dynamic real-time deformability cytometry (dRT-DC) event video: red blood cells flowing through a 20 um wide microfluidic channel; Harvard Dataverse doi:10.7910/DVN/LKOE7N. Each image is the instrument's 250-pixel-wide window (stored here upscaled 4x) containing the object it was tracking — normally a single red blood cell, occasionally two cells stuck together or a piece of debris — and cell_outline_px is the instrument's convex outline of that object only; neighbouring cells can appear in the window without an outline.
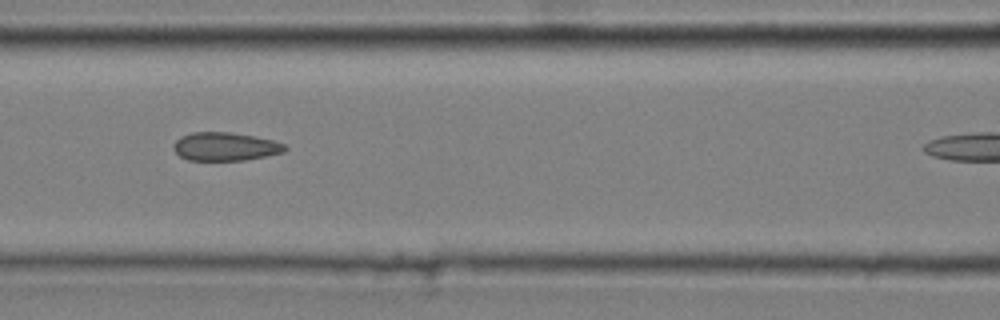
{"species": "common noctule bat (a hibernating species)", "species_latin": "Nyctalus noctula", "temperature_condition": "cold", "stored_images_in_passage": 23, "camera_frame_rate_fps": 3000, "um_per_image_px": 0.085, "animal": {"sex": "male", "body_mass_g": 20.4}, "frame": {"image": 1, "passage_image": 7, "time_ms": 2.0, "image_size_px": [1000, 320], "cell_outline_px": [[288, 148], [284, 152], [244, 160], [188, 160], [180, 156], [172, 148], [172, 144], [180, 136], [192, 132], [228, 132], [256, 136], [272, 140], [284, 144]], "centroid_in_image_um": [19.11, 12.45], "position_along_channel_um": 147.5, "area_um2": 18.44}}
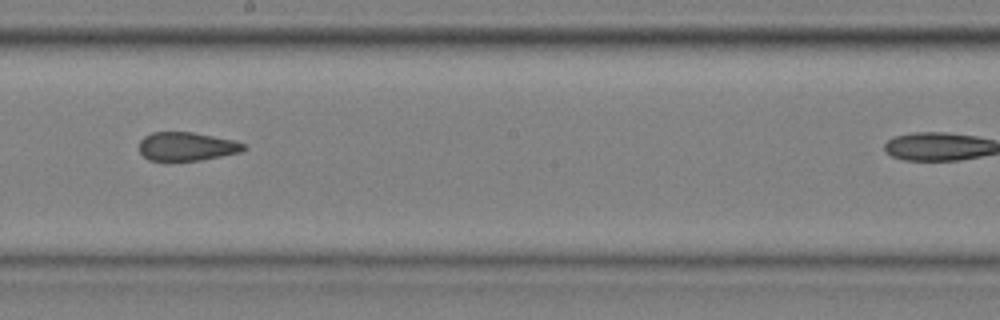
{"frame": {"image": 2, "passage_image": 14, "time_ms": 4.333, "image_size_px": [1000, 320], "cell_outline_px": [[248, 148], [240, 152], [200, 160], [148, 160], [140, 152], [140, 140], [144, 136], [152, 132], [192, 132], [236, 140], [244, 144]], "centroid_in_image_um": [15.89, 12.43], "position_along_channel_um": 232.3, "area_um2": 17.34}}
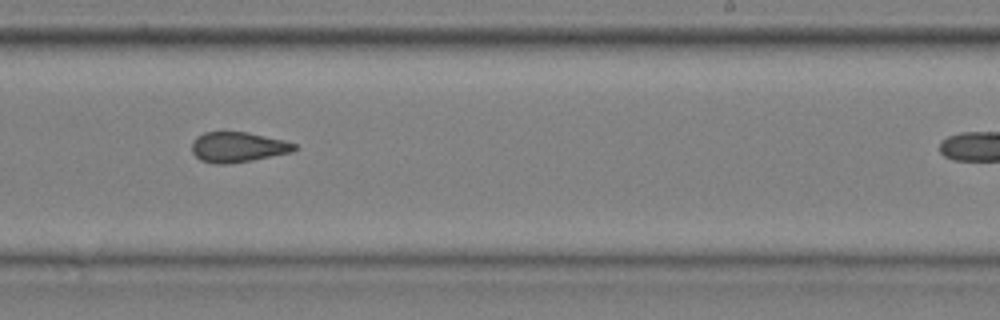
{"frame": {"image": 3, "passage_image": 17, "time_ms": 5.333, "image_size_px": [1000, 320], "cell_outline_px": [[296, 148], [292, 152], [252, 160], [224, 164], [216, 164], [200, 160], [192, 152], [192, 140], [196, 136], [204, 132], [248, 132], [284, 140], [296, 144]], "centroid_in_image_um": [20.19, 12.49], "position_along_channel_um": 268.8, "area_um2": 18.03}}